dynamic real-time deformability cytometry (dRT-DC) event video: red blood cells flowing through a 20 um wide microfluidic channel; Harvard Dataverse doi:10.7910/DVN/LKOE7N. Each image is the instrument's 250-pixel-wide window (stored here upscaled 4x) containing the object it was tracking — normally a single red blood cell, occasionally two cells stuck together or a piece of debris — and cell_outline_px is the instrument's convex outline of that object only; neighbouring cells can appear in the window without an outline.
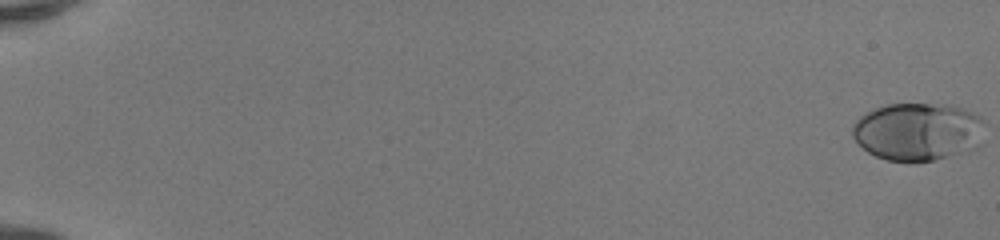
{"species": "human", "species_latin": "Homo sapiens", "temperature_condition": "room temperature", "stored_images_in_passage": 52, "camera_frame_rate_fps": 3000, "um_per_image_px": 0.085, "donor": {"sex": "female"}, "frame": {"image": 1, "passage_image": 1, "time_ms": 0.0, "image_size_px": [1000, 240], "cell_outline_px": [[984, 144], [968, 152], [916, 164], [912, 164], [888, 160], [876, 156], [868, 152], [852, 136], [852, 124], [864, 112], [884, 104], [952, 104], [964, 108], [980, 116], [984, 120]], "centroid_in_image_um": [78.08, 11.2], "position_along_channel_um": 6.9, "area_um2": 46.07}}
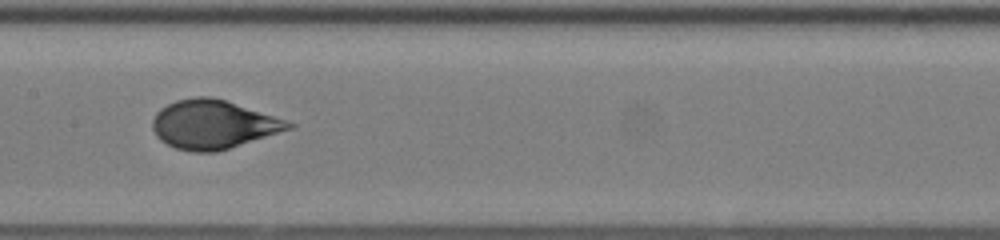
{"frame": {"image": 2, "passage_image": 29, "time_ms": 9.333, "image_size_px": [1000, 240], "cell_outline_px": [[296, 124], [292, 128], [216, 152], [192, 152], [176, 148], [160, 140], [156, 136], [152, 128], [152, 120], [156, 112], [160, 108], [176, 100], [196, 96], [208, 96], [224, 100]], "centroid_in_image_um": [18.05, 10.58], "position_along_channel_um": 189.4, "area_um2": 38.03}}
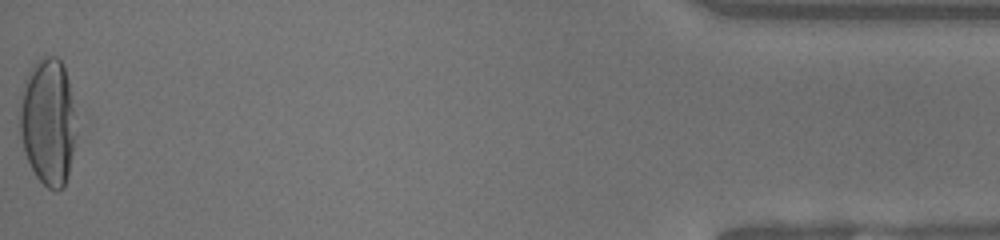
{"frame": {"image": 3, "passage_image": 52, "time_ms": 17.0, "image_size_px": [1000, 240], "cell_outline_px": [[76, 136], [68, 172], [64, 188], [56, 192], [48, 188], [36, 176], [24, 152], [20, 136], [20, 104], [24, 80], [32, 64], [44, 52], [56, 56], [60, 60], [64, 68], [68, 80], [76, 132]], "centroid_in_image_um": [4.06, 10.31], "position_along_channel_um": 431.1, "area_um2": 41.91}, "authors_computed_cell_mechanics": {"area_um2": 38.6104, "velocity_mm_per_s": 4.1872, "shape_relaxation_time_tau1_ms": 5.3261, "shape_relaxation_time_tau2_ms": null, "deformation_change_tau1": 0.2334, "deformation_change_tau2": null}}